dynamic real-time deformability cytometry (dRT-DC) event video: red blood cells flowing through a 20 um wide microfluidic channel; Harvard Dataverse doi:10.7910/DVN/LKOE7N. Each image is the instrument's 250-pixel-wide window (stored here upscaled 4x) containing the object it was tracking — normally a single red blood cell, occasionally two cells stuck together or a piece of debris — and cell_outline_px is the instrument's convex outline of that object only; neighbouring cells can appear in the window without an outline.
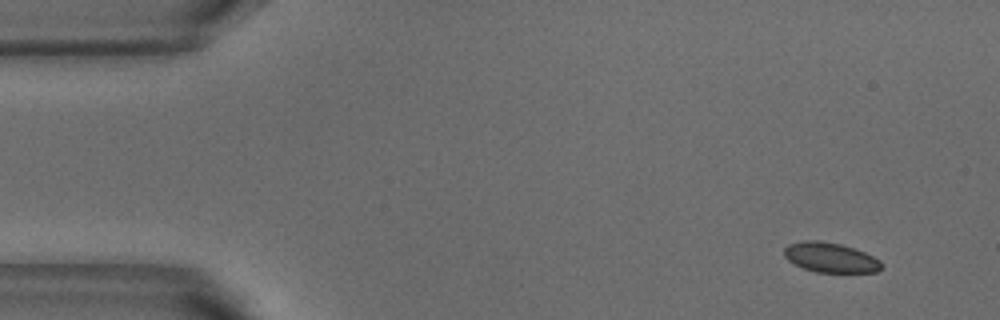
{"species": "common noctule bat (a hibernating species)", "species_latin": "Nyctalus noctula", "temperature_condition": "warm", "stored_images_in_passage": 50, "camera_frame_rate_fps": 3000, "um_per_image_px": 0.085, "animal": {"sex": "male", "body_mass_g": 18.8}, "frame": {"image": 1, "passage_image": 1, "time_ms": 0.0, "image_size_px": [1000, 320], "cell_outline_px": [[884, 268], [876, 272], [816, 272], [804, 268], [788, 260], [784, 256], [784, 248], [788, 244], [804, 240], [820, 240], [840, 244], [864, 252], [880, 260], [884, 264]], "centroid_in_image_um": [70.6, 21.89], "position_along_channel_um": 14.4, "area_um2": 16.94}}
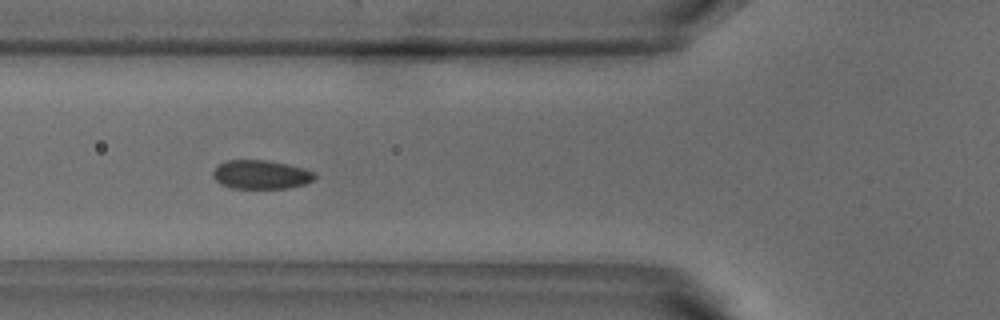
{"frame": {"image": 2, "passage_image": 16, "time_ms": 5.0, "image_size_px": [1000, 320], "cell_outline_px": [[316, 176], [312, 180], [304, 184], [288, 188], [232, 188], [220, 184], [212, 176], [212, 172], [220, 164], [228, 160], [268, 160], [288, 164], [304, 168], [316, 172]], "centroid_in_image_um": [22.2, 14.83], "position_along_channel_um": 103.6, "area_um2": 17.11}}
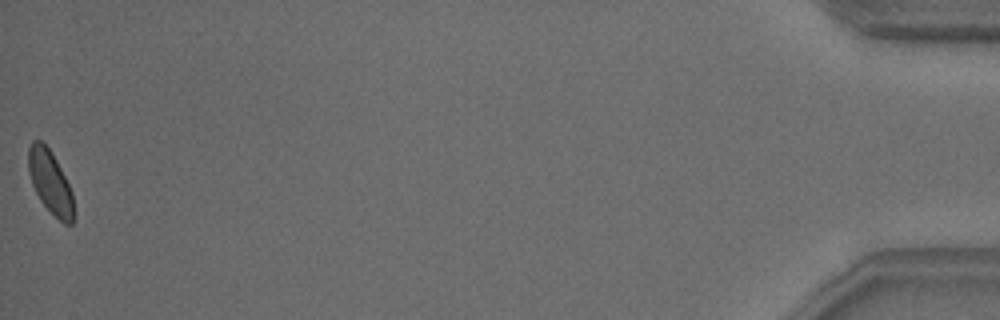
{"frame": {"image": 3, "passage_image": 50, "time_ms": 16.333, "image_size_px": [1000, 320], "cell_outline_px": [[72, 224], [64, 224], [40, 200], [32, 184], [28, 172], [28, 148], [32, 140], [44, 140], [52, 152], [72, 192]], "centroid_in_image_um": [4.22, 15.39], "position_along_channel_um": 431.0, "area_um2": 16.36}, "authors_computed_cell_mechanics": {"area_um2": 17.4556, "velocity_mm_per_s": 3.7808, "shape_relaxation_time_tau1_ms": 6.7268, "shape_relaxation_time_tau2_ms": 6.761, "deformation_change_tau1": 0.0974, "deformation_change_tau2": 0.0997}}